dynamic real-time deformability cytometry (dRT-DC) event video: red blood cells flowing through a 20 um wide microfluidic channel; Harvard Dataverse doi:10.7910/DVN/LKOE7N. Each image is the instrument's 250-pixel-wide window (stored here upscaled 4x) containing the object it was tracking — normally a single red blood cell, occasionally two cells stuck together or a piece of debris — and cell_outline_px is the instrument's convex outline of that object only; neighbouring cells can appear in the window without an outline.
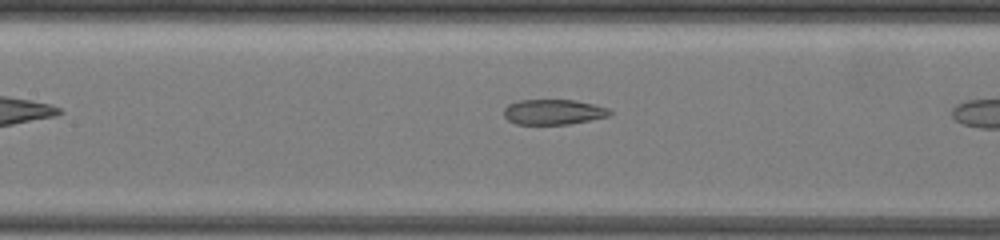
{"species": "common noctule bat (a hibernating species)", "species_latin": "Nyctalus noctula", "temperature_condition": "warm", "stored_images_in_passage": 9, "camera_frame_rate_fps": 3000, "um_per_image_px": 0.085, "animal": {"sex": "female", "body_mass_g": 19.5, "forearm_length_mm": 54.1}, "frame": {"image": 1, "passage_image": 8, "time_ms": 2.333, "image_size_px": [1000, 240], "cell_outline_px": [[612, 112], [608, 116], [568, 124], [516, 124], [508, 120], [504, 116], [504, 108], [508, 104], [520, 100], [576, 100], [608, 108]], "centroid_in_image_um": [47.0, 9.51], "position_along_channel_um": 160.4, "area_um2": 15.43}}